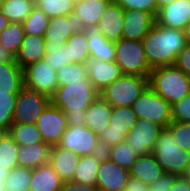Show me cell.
<instances>
[{
	"mask_svg": "<svg viewBox=\"0 0 190 191\" xmlns=\"http://www.w3.org/2000/svg\"><path fill=\"white\" fill-rule=\"evenodd\" d=\"M164 173L163 168L158 164L152 153L139 156L129 170L131 178L143 182L148 187Z\"/></svg>",
	"mask_w": 190,
	"mask_h": 191,
	"instance_id": "cell-23",
	"label": "cell"
},
{
	"mask_svg": "<svg viewBox=\"0 0 190 191\" xmlns=\"http://www.w3.org/2000/svg\"><path fill=\"white\" fill-rule=\"evenodd\" d=\"M125 10L114 0L106 7L103 16L99 19L96 30L109 41L122 39Z\"/></svg>",
	"mask_w": 190,
	"mask_h": 191,
	"instance_id": "cell-18",
	"label": "cell"
},
{
	"mask_svg": "<svg viewBox=\"0 0 190 191\" xmlns=\"http://www.w3.org/2000/svg\"><path fill=\"white\" fill-rule=\"evenodd\" d=\"M115 63L123 74L149 77V66L142 41L120 39L115 42Z\"/></svg>",
	"mask_w": 190,
	"mask_h": 191,
	"instance_id": "cell-6",
	"label": "cell"
},
{
	"mask_svg": "<svg viewBox=\"0 0 190 191\" xmlns=\"http://www.w3.org/2000/svg\"><path fill=\"white\" fill-rule=\"evenodd\" d=\"M24 36L25 33L22 23L10 22L8 26L0 32V44L16 57Z\"/></svg>",
	"mask_w": 190,
	"mask_h": 191,
	"instance_id": "cell-33",
	"label": "cell"
},
{
	"mask_svg": "<svg viewBox=\"0 0 190 191\" xmlns=\"http://www.w3.org/2000/svg\"><path fill=\"white\" fill-rule=\"evenodd\" d=\"M51 147L45 142L18 145V166L34 169L49 163Z\"/></svg>",
	"mask_w": 190,
	"mask_h": 191,
	"instance_id": "cell-21",
	"label": "cell"
},
{
	"mask_svg": "<svg viewBox=\"0 0 190 191\" xmlns=\"http://www.w3.org/2000/svg\"><path fill=\"white\" fill-rule=\"evenodd\" d=\"M57 145L79 156L103 152L98 135L87 126H68Z\"/></svg>",
	"mask_w": 190,
	"mask_h": 191,
	"instance_id": "cell-10",
	"label": "cell"
},
{
	"mask_svg": "<svg viewBox=\"0 0 190 191\" xmlns=\"http://www.w3.org/2000/svg\"><path fill=\"white\" fill-rule=\"evenodd\" d=\"M152 154L165 173L176 176L186 174L190 164V154L177 145L166 128L160 132Z\"/></svg>",
	"mask_w": 190,
	"mask_h": 191,
	"instance_id": "cell-4",
	"label": "cell"
},
{
	"mask_svg": "<svg viewBox=\"0 0 190 191\" xmlns=\"http://www.w3.org/2000/svg\"><path fill=\"white\" fill-rule=\"evenodd\" d=\"M185 179L188 181V183L190 184V164L188 166L187 172L184 175Z\"/></svg>",
	"mask_w": 190,
	"mask_h": 191,
	"instance_id": "cell-56",
	"label": "cell"
},
{
	"mask_svg": "<svg viewBox=\"0 0 190 191\" xmlns=\"http://www.w3.org/2000/svg\"><path fill=\"white\" fill-rule=\"evenodd\" d=\"M110 117L109 126L98 136L103 152L109 147L124 141L138 120L132 107L127 106L112 107Z\"/></svg>",
	"mask_w": 190,
	"mask_h": 191,
	"instance_id": "cell-8",
	"label": "cell"
},
{
	"mask_svg": "<svg viewBox=\"0 0 190 191\" xmlns=\"http://www.w3.org/2000/svg\"><path fill=\"white\" fill-rule=\"evenodd\" d=\"M84 31L87 30L82 20L72 12L69 16L51 18L44 40L46 44L66 43L72 34Z\"/></svg>",
	"mask_w": 190,
	"mask_h": 191,
	"instance_id": "cell-15",
	"label": "cell"
},
{
	"mask_svg": "<svg viewBox=\"0 0 190 191\" xmlns=\"http://www.w3.org/2000/svg\"><path fill=\"white\" fill-rule=\"evenodd\" d=\"M23 86V69L16 62H0V91L18 94Z\"/></svg>",
	"mask_w": 190,
	"mask_h": 191,
	"instance_id": "cell-29",
	"label": "cell"
},
{
	"mask_svg": "<svg viewBox=\"0 0 190 191\" xmlns=\"http://www.w3.org/2000/svg\"><path fill=\"white\" fill-rule=\"evenodd\" d=\"M129 178L127 169L105 156L98 170L96 187L99 191H125Z\"/></svg>",
	"mask_w": 190,
	"mask_h": 191,
	"instance_id": "cell-14",
	"label": "cell"
},
{
	"mask_svg": "<svg viewBox=\"0 0 190 191\" xmlns=\"http://www.w3.org/2000/svg\"><path fill=\"white\" fill-rule=\"evenodd\" d=\"M131 107L138 119L151 120L163 128L172 122L171 104L150 85L146 87Z\"/></svg>",
	"mask_w": 190,
	"mask_h": 191,
	"instance_id": "cell-7",
	"label": "cell"
},
{
	"mask_svg": "<svg viewBox=\"0 0 190 191\" xmlns=\"http://www.w3.org/2000/svg\"><path fill=\"white\" fill-rule=\"evenodd\" d=\"M163 129L151 120L138 119L124 140L138 156L151 154Z\"/></svg>",
	"mask_w": 190,
	"mask_h": 191,
	"instance_id": "cell-12",
	"label": "cell"
},
{
	"mask_svg": "<svg viewBox=\"0 0 190 191\" xmlns=\"http://www.w3.org/2000/svg\"><path fill=\"white\" fill-rule=\"evenodd\" d=\"M66 116L67 125H80L86 126L87 121V110H84L82 113H72V111H63Z\"/></svg>",
	"mask_w": 190,
	"mask_h": 191,
	"instance_id": "cell-47",
	"label": "cell"
},
{
	"mask_svg": "<svg viewBox=\"0 0 190 191\" xmlns=\"http://www.w3.org/2000/svg\"><path fill=\"white\" fill-rule=\"evenodd\" d=\"M174 65L185 75L190 77V44L186 43V46L177 55Z\"/></svg>",
	"mask_w": 190,
	"mask_h": 191,
	"instance_id": "cell-45",
	"label": "cell"
},
{
	"mask_svg": "<svg viewBox=\"0 0 190 191\" xmlns=\"http://www.w3.org/2000/svg\"><path fill=\"white\" fill-rule=\"evenodd\" d=\"M10 22L3 16V14L0 12V32L8 26Z\"/></svg>",
	"mask_w": 190,
	"mask_h": 191,
	"instance_id": "cell-54",
	"label": "cell"
},
{
	"mask_svg": "<svg viewBox=\"0 0 190 191\" xmlns=\"http://www.w3.org/2000/svg\"><path fill=\"white\" fill-rule=\"evenodd\" d=\"M46 54L44 36L25 35L20 50L15 57L17 65L23 69L29 64L40 61Z\"/></svg>",
	"mask_w": 190,
	"mask_h": 191,
	"instance_id": "cell-22",
	"label": "cell"
},
{
	"mask_svg": "<svg viewBox=\"0 0 190 191\" xmlns=\"http://www.w3.org/2000/svg\"><path fill=\"white\" fill-rule=\"evenodd\" d=\"M175 0H157L158 3V9L161 7H164L166 5H169L170 3H172Z\"/></svg>",
	"mask_w": 190,
	"mask_h": 191,
	"instance_id": "cell-55",
	"label": "cell"
},
{
	"mask_svg": "<svg viewBox=\"0 0 190 191\" xmlns=\"http://www.w3.org/2000/svg\"><path fill=\"white\" fill-rule=\"evenodd\" d=\"M105 156L128 171L139 157L137 153L124 141L113 145L104 151Z\"/></svg>",
	"mask_w": 190,
	"mask_h": 191,
	"instance_id": "cell-34",
	"label": "cell"
},
{
	"mask_svg": "<svg viewBox=\"0 0 190 191\" xmlns=\"http://www.w3.org/2000/svg\"><path fill=\"white\" fill-rule=\"evenodd\" d=\"M7 133L18 145L44 142L36 124L13 123Z\"/></svg>",
	"mask_w": 190,
	"mask_h": 191,
	"instance_id": "cell-32",
	"label": "cell"
},
{
	"mask_svg": "<svg viewBox=\"0 0 190 191\" xmlns=\"http://www.w3.org/2000/svg\"><path fill=\"white\" fill-rule=\"evenodd\" d=\"M99 96L100 93L94 88L87 75L82 81L68 82L65 86L57 87L50 101L62 111L82 113Z\"/></svg>",
	"mask_w": 190,
	"mask_h": 191,
	"instance_id": "cell-2",
	"label": "cell"
},
{
	"mask_svg": "<svg viewBox=\"0 0 190 191\" xmlns=\"http://www.w3.org/2000/svg\"><path fill=\"white\" fill-rule=\"evenodd\" d=\"M145 56L153 69L174 65L177 55L186 46L183 30L167 28L155 23L142 39Z\"/></svg>",
	"mask_w": 190,
	"mask_h": 191,
	"instance_id": "cell-1",
	"label": "cell"
},
{
	"mask_svg": "<svg viewBox=\"0 0 190 191\" xmlns=\"http://www.w3.org/2000/svg\"><path fill=\"white\" fill-rule=\"evenodd\" d=\"M176 177V175L164 173L162 176H160L159 179H157L154 183H152L149 186V189L152 191H170V188L172 187V184Z\"/></svg>",
	"mask_w": 190,
	"mask_h": 191,
	"instance_id": "cell-46",
	"label": "cell"
},
{
	"mask_svg": "<svg viewBox=\"0 0 190 191\" xmlns=\"http://www.w3.org/2000/svg\"><path fill=\"white\" fill-rule=\"evenodd\" d=\"M172 121L190 122V93L171 105Z\"/></svg>",
	"mask_w": 190,
	"mask_h": 191,
	"instance_id": "cell-44",
	"label": "cell"
},
{
	"mask_svg": "<svg viewBox=\"0 0 190 191\" xmlns=\"http://www.w3.org/2000/svg\"><path fill=\"white\" fill-rule=\"evenodd\" d=\"M88 47L90 58L104 62L115 61V42L107 40L96 29L87 30Z\"/></svg>",
	"mask_w": 190,
	"mask_h": 191,
	"instance_id": "cell-28",
	"label": "cell"
},
{
	"mask_svg": "<svg viewBox=\"0 0 190 191\" xmlns=\"http://www.w3.org/2000/svg\"><path fill=\"white\" fill-rule=\"evenodd\" d=\"M36 126L40 130L43 141L51 146L60 142L68 127L65 113L51 103L40 114Z\"/></svg>",
	"mask_w": 190,
	"mask_h": 191,
	"instance_id": "cell-13",
	"label": "cell"
},
{
	"mask_svg": "<svg viewBox=\"0 0 190 191\" xmlns=\"http://www.w3.org/2000/svg\"><path fill=\"white\" fill-rule=\"evenodd\" d=\"M63 183L49 163L32 169L30 191H60Z\"/></svg>",
	"mask_w": 190,
	"mask_h": 191,
	"instance_id": "cell-25",
	"label": "cell"
},
{
	"mask_svg": "<svg viewBox=\"0 0 190 191\" xmlns=\"http://www.w3.org/2000/svg\"><path fill=\"white\" fill-rule=\"evenodd\" d=\"M113 0H81L75 2L73 12L82 20L86 30L96 29L99 19Z\"/></svg>",
	"mask_w": 190,
	"mask_h": 191,
	"instance_id": "cell-24",
	"label": "cell"
},
{
	"mask_svg": "<svg viewBox=\"0 0 190 191\" xmlns=\"http://www.w3.org/2000/svg\"><path fill=\"white\" fill-rule=\"evenodd\" d=\"M70 63L86 64L90 58L87 31L72 34L65 43Z\"/></svg>",
	"mask_w": 190,
	"mask_h": 191,
	"instance_id": "cell-31",
	"label": "cell"
},
{
	"mask_svg": "<svg viewBox=\"0 0 190 191\" xmlns=\"http://www.w3.org/2000/svg\"><path fill=\"white\" fill-rule=\"evenodd\" d=\"M23 85L51 97L58 87L57 72L43 60L23 68Z\"/></svg>",
	"mask_w": 190,
	"mask_h": 191,
	"instance_id": "cell-11",
	"label": "cell"
},
{
	"mask_svg": "<svg viewBox=\"0 0 190 191\" xmlns=\"http://www.w3.org/2000/svg\"><path fill=\"white\" fill-rule=\"evenodd\" d=\"M148 188L149 187L143 182L130 177L128 179L125 191H147Z\"/></svg>",
	"mask_w": 190,
	"mask_h": 191,
	"instance_id": "cell-50",
	"label": "cell"
},
{
	"mask_svg": "<svg viewBox=\"0 0 190 191\" xmlns=\"http://www.w3.org/2000/svg\"><path fill=\"white\" fill-rule=\"evenodd\" d=\"M86 67L88 78L99 93L123 75L115 61L104 62L89 58L86 62Z\"/></svg>",
	"mask_w": 190,
	"mask_h": 191,
	"instance_id": "cell-17",
	"label": "cell"
},
{
	"mask_svg": "<svg viewBox=\"0 0 190 191\" xmlns=\"http://www.w3.org/2000/svg\"><path fill=\"white\" fill-rule=\"evenodd\" d=\"M170 191H190V184L184 176H177L174 179Z\"/></svg>",
	"mask_w": 190,
	"mask_h": 191,
	"instance_id": "cell-49",
	"label": "cell"
},
{
	"mask_svg": "<svg viewBox=\"0 0 190 191\" xmlns=\"http://www.w3.org/2000/svg\"><path fill=\"white\" fill-rule=\"evenodd\" d=\"M73 0H35V6L42 10L48 18L69 16L74 9Z\"/></svg>",
	"mask_w": 190,
	"mask_h": 191,
	"instance_id": "cell-38",
	"label": "cell"
},
{
	"mask_svg": "<svg viewBox=\"0 0 190 191\" xmlns=\"http://www.w3.org/2000/svg\"><path fill=\"white\" fill-rule=\"evenodd\" d=\"M86 110V126L99 136L109 126L112 106L99 96Z\"/></svg>",
	"mask_w": 190,
	"mask_h": 191,
	"instance_id": "cell-26",
	"label": "cell"
},
{
	"mask_svg": "<svg viewBox=\"0 0 190 191\" xmlns=\"http://www.w3.org/2000/svg\"><path fill=\"white\" fill-rule=\"evenodd\" d=\"M0 62H15V57L0 44Z\"/></svg>",
	"mask_w": 190,
	"mask_h": 191,
	"instance_id": "cell-51",
	"label": "cell"
},
{
	"mask_svg": "<svg viewBox=\"0 0 190 191\" xmlns=\"http://www.w3.org/2000/svg\"><path fill=\"white\" fill-rule=\"evenodd\" d=\"M104 157V152L80 156L73 181L88 186H96L98 170Z\"/></svg>",
	"mask_w": 190,
	"mask_h": 191,
	"instance_id": "cell-27",
	"label": "cell"
},
{
	"mask_svg": "<svg viewBox=\"0 0 190 191\" xmlns=\"http://www.w3.org/2000/svg\"><path fill=\"white\" fill-rule=\"evenodd\" d=\"M60 191H99L96 186H88L75 181H66Z\"/></svg>",
	"mask_w": 190,
	"mask_h": 191,
	"instance_id": "cell-48",
	"label": "cell"
},
{
	"mask_svg": "<svg viewBox=\"0 0 190 191\" xmlns=\"http://www.w3.org/2000/svg\"><path fill=\"white\" fill-rule=\"evenodd\" d=\"M50 18L36 6L22 23L25 35L44 36L49 28Z\"/></svg>",
	"mask_w": 190,
	"mask_h": 191,
	"instance_id": "cell-36",
	"label": "cell"
},
{
	"mask_svg": "<svg viewBox=\"0 0 190 191\" xmlns=\"http://www.w3.org/2000/svg\"><path fill=\"white\" fill-rule=\"evenodd\" d=\"M18 144L7 132L0 133V166L9 171L18 166Z\"/></svg>",
	"mask_w": 190,
	"mask_h": 191,
	"instance_id": "cell-37",
	"label": "cell"
},
{
	"mask_svg": "<svg viewBox=\"0 0 190 191\" xmlns=\"http://www.w3.org/2000/svg\"><path fill=\"white\" fill-rule=\"evenodd\" d=\"M190 22L189 0H175L158 9L155 23L167 28L183 30Z\"/></svg>",
	"mask_w": 190,
	"mask_h": 191,
	"instance_id": "cell-16",
	"label": "cell"
},
{
	"mask_svg": "<svg viewBox=\"0 0 190 191\" xmlns=\"http://www.w3.org/2000/svg\"><path fill=\"white\" fill-rule=\"evenodd\" d=\"M34 7L35 0H4L0 12L9 22L23 23Z\"/></svg>",
	"mask_w": 190,
	"mask_h": 191,
	"instance_id": "cell-30",
	"label": "cell"
},
{
	"mask_svg": "<svg viewBox=\"0 0 190 191\" xmlns=\"http://www.w3.org/2000/svg\"><path fill=\"white\" fill-rule=\"evenodd\" d=\"M32 169L17 166L9 171L4 181L5 191H30Z\"/></svg>",
	"mask_w": 190,
	"mask_h": 191,
	"instance_id": "cell-35",
	"label": "cell"
},
{
	"mask_svg": "<svg viewBox=\"0 0 190 191\" xmlns=\"http://www.w3.org/2000/svg\"><path fill=\"white\" fill-rule=\"evenodd\" d=\"M155 24V17L142 10H125L123 39L142 41Z\"/></svg>",
	"mask_w": 190,
	"mask_h": 191,
	"instance_id": "cell-19",
	"label": "cell"
},
{
	"mask_svg": "<svg viewBox=\"0 0 190 191\" xmlns=\"http://www.w3.org/2000/svg\"><path fill=\"white\" fill-rule=\"evenodd\" d=\"M42 60L56 72L69 64V54L65 43L46 44V54Z\"/></svg>",
	"mask_w": 190,
	"mask_h": 191,
	"instance_id": "cell-40",
	"label": "cell"
},
{
	"mask_svg": "<svg viewBox=\"0 0 190 191\" xmlns=\"http://www.w3.org/2000/svg\"><path fill=\"white\" fill-rule=\"evenodd\" d=\"M50 103L49 96L23 86L17 94L13 123L36 124Z\"/></svg>",
	"mask_w": 190,
	"mask_h": 191,
	"instance_id": "cell-9",
	"label": "cell"
},
{
	"mask_svg": "<svg viewBox=\"0 0 190 191\" xmlns=\"http://www.w3.org/2000/svg\"><path fill=\"white\" fill-rule=\"evenodd\" d=\"M80 156L71 150L53 145L50 150L49 164L64 181H72Z\"/></svg>",
	"mask_w": 190,
	"mask_h": 191,
	"instance_id": "cell-20",
	"label": "cell"
},
{
	"mask_svg": "<svg viewBox=\"0 0 190 191\" xmlns=\"http://www.w3.org/2000/svg\"><path fill=\"white\" fill-rule=\"evenodd\" d=\"M149 85L171 105L190 93V77L175 65L153 68Z\"/></svg>",
	"mask_w": 190,
	"mask_h": 191,
	"instance_id": "cell-3",
	"label": "cell"
},
{
	"mask_svg": "<svg viewBox=\"0 0 190 191\" xmlns=\"http://www.w3.org/2000/svg\"><path fill=\"white\" fill-rule=\"evenodd\" d=\"M166 129L172 135L177 145L187 152H190V122L183 123L172 121Z\"/></svg>",
	"mask_w": 190,
	"mask_h": 191,
	"instance_id": "cell-42",
	"label": "cell"
},
{
	"mask_svg": "<svg viewBox=\"0 0 190 191\" xmlns=\"http://www.w3.org/2000/svg\"><path fill=\"white\" fill-rule=\"evenodd\" d=\"M87 76L86 64L70 63L63 66L57 72L58 87L68 84V82L82 81Z\"/></svg>",
	"mask_w": 190,
	"mask_h": 191,
	"instance_id": "cell-41",
	"label": "cell"
},
{
	"mask_svg": "<svg viewBox=\"0 0 190 191\" xmlns=\"http://www.w3.org/2000/svg\"><path fill=\"white\" fill-rule=\"evenodd\" d=\"M9 170L5 167L0 166V191H4V181L6 180V176L8 175Z\"/></svg>",
	"mask_w": 190,
	"mask_h": 191,
	"instance_id": "cell-52",
	"label": "cell"
},
{
	"mask_svg": "<svg viewBox=\"0 0 190 191\" xmlns=\"http://www.w3.org/2000/svg\"><path fill=\"white\" fill-rule=\"evenodd\" d=\"M149 85V77L123 74L114 80L100 96L112 107H131Z\"/></svg>",
	"mask_w": 190,
	"mask_h": 191,
	"instance_id": "cell-5",
	"label": "cell"
},
{
	"mask_svg": "<svg viewBox=\"0 0 190 191\" xmlns=\"http://www.w3.org/2000/svg\"><path fill=\"white\" fill-rule=\"evenodd\" d=\"M3 3H4V0H0V8L3 5Z\"/></svg>",
	"mask_w": 190,
	"mask_h": 191,
	"instance_id": "cell-57",
	"label": "cell"
},
{
	"mask_svg": "<svg viewBox=\"0 0 190 191\" xmlns=\"http://www.w3.org/2000/svg\"><path fill=\"white\" fill-rule=\"evenodd\" d=\"M124 10H142L156 17L158 12L157 0H114Z\"/></svg>",
	"mask_w": 190,
	"mask_h": 191,
	"instance_id": "cell-43",
	"label": "cell"
},
{
	"mask_svg": "<svg viewBox=\"0 0 190 191\" xmlns=\"http://www.w3.org/2000/svg\"><path fill=\"white\" fill-rule=\"evenodd\" d=\"M186 43L190 44V22L183 29Z\"/></svg>",
	"mask_w": 190,
	"mask_h": 191,
	"instance_id": "cell-53",
	"label": "cell"
},
{
	"mask_svg": "<svg viewBox=\"0 0 190 191\" xmlns=\"http://www.w3.org/2000/svg\"><path fill=\"white\" fill-rule=\"evenodd\" d=\"M16 99L17 94L0 91V133L8 132L9 127L13 124Z\"/></svg>",
	"mask_w": 190,
	"mask_h": 191,
	"instance_id": "cell-39",
	"label": "cell"
}]
</instances>
